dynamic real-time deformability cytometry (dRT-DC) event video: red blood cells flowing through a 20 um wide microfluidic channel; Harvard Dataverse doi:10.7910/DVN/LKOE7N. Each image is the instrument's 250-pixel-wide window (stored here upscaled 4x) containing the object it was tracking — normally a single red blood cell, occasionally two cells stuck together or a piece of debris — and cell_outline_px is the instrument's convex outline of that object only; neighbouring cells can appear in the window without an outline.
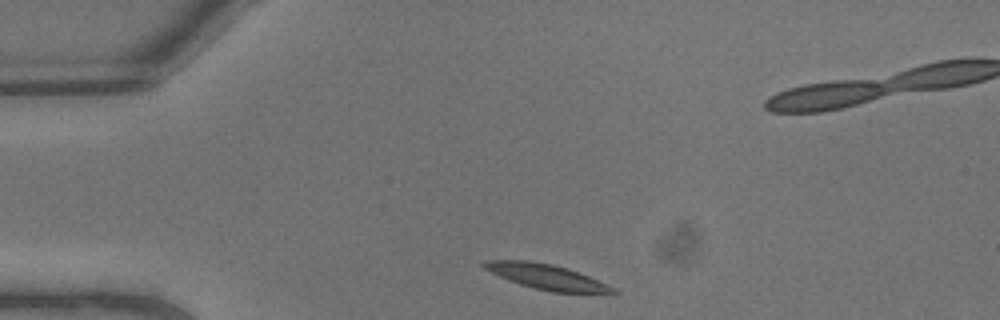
{"species": "common noctule bat (a hibernating species)", "species_latin": "Nyctalus noctula", "temperature_condition": "warm", "stored_images_in_passage": 3, "camera_frame_rate_fps": 3000, "um_per_image_px": 0.085, "animal": {"sex": "male", "body_mass_g": 13.3}, "frame": {"image": 1, "passage_image": 1, "time_ms": 0.0, "image_size_px": [1000, 320], "cell_outline_px": [[620, 292], [552, 292], [520, 284], [500, 276], [484, 268], [480, 264], [484, 260], [528, 260], [552, 264], [568, 268], [580, 272]], "centroid_in_image_um": [46.36, 23.49], "position_along_channel_um": 38.6, "area_um2": 18.32}}